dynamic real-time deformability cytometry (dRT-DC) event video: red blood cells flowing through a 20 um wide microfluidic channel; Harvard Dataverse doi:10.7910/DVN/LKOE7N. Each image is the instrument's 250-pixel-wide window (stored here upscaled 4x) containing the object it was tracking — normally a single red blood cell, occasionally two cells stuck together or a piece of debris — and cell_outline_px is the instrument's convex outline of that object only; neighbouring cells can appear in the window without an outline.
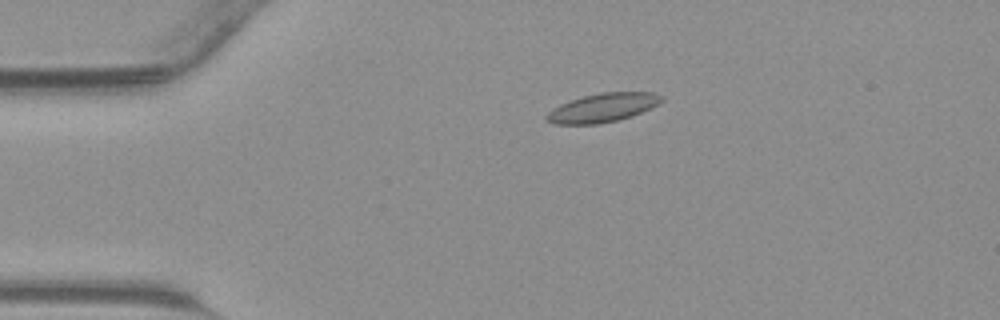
{"species": "common noctule bat (a hibernating species)", "species_latin": "Nyctalus noctula", "temperature_condition": "warm", "stored_images_in_passage": 36, "camera_frame_rate_fps": 3000, "um_per_image_px": 0.085, "animal": {"sex": "male", "body_mass_g": 23.1, "forearm_length_mm": 52.7}, "frame": {"image": 1, "passage_image": 4, "time_ms": 1.0, "image_size_px": [1000, 320], "cell_outline_px": [[664, 100], [632, 116], [616, 120], [596, 124], [556, 124], [544, 120], [544, 116], [552, 108], [560, 104], [584, 96], [600, 92], [652, 92], [664, 96]], "centroid_in_image_um": [51.19, 9.15], "position_along_channel_um": 33.8, "area_um2": 19.13}}
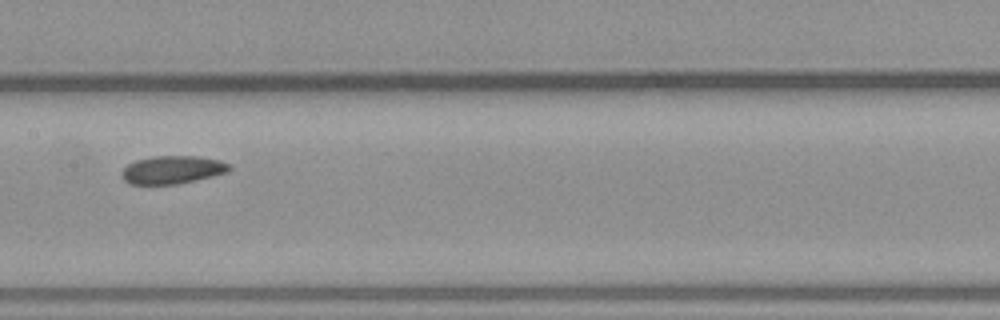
{"frame": {"image": 2, "passage_image": 17, "time_ms": 5.333, "image_size_px": [1000, 320], "cell_outline_px": [[232, 168], [228, 172], [176, 184], [132, 184], [124, 180], [120, 172], [128, 164], [136, 160], [152, 156], [196, 156], [220, 160], [232, 164]], "centroid_in_image_um": [14.66, 14.42], "position_along_channel_um": 192.7, "area_um2": 17.51}}
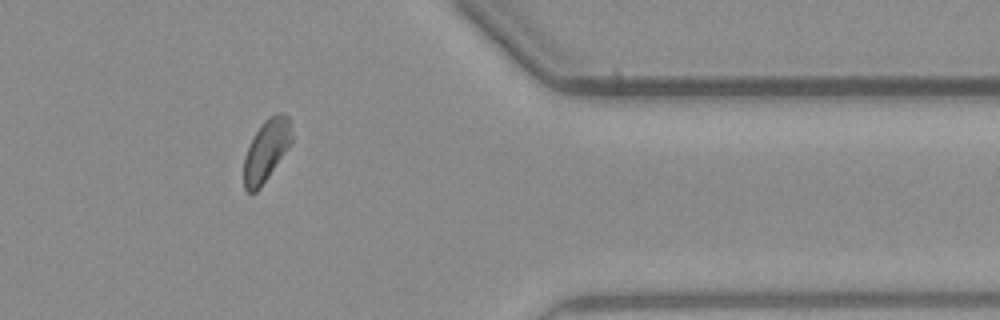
{"frame": {"image": 3, "passage_image": 31, "time_ms": 10.0, "image_size_px": [1000, 320], "cell_outline_px": [[292, 140], [288, 148], [260, 188], [256, 192], [248, 192], [244, 188], [244, 156], [260, 124], [268, 116], [276, 112], [280, 112], [288, 116], [292, 132]], "centroid_in_image_um": [22.64, 12.76], "position_along_channel_um": 388.8, "area_um2": 17.11}}